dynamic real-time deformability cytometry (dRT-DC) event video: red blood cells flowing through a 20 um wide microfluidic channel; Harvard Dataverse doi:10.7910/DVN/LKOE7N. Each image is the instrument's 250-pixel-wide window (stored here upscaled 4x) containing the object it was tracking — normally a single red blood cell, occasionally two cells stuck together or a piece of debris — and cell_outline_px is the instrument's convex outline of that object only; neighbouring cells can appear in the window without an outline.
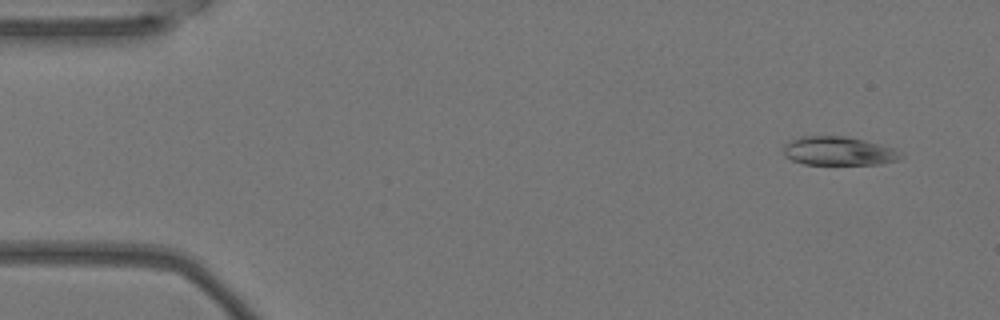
{"species": "Egyptian fruit bat (a non-hibernating species)", "species_latin": "Rousettus aegyptiacus", "temperature_condition": "warm", "stored_images_in_passage": 4, "camera_frame_rate_fps": 3000, "um_per_image_px": 0.085, "animal": {"sex": "female"}, "frame": {"image": 1, "passage_image": 1, "time_ms": 0.0, "image_size_px": [1000, 320], "cell_outline_px": [[904, 156], [896, 160], [880, 164], [804, 164], [792, 160], [784, 156], [784, 144], [788, 140], [800, 136], [848, 136], [896, 148]], "centroid_in_image_um": [71.27, 12.83], "position_along_channel_um": 13.7, "area_um2": 19.83}}
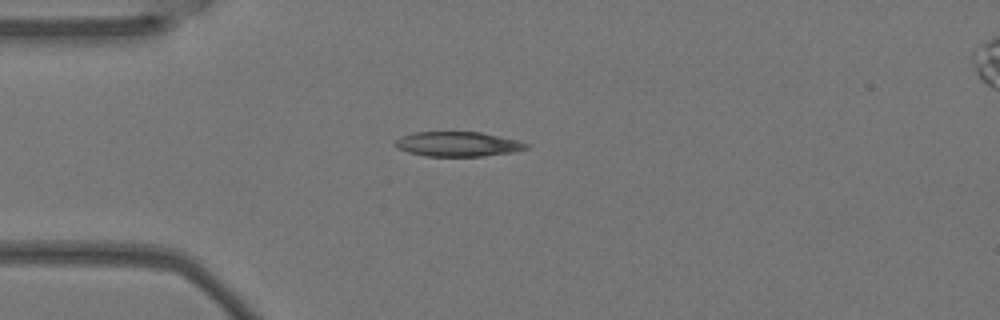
{"frame": {"image": 2, "passage_image": 4, "time_ms": 1.0, "image_size_px": [1000, 320], "cell_outline_px": [[528, 148], [516, 152], [484, 156], [428, 156], [408, 152], [396, 148], [392, 144], [396, 140], [404, 136], [416, 132], [480, 132], [516, 140], [528, 144]], "centroid_in_image_um": [38.91, 12.26], "position_along_channel_um": 46.1, "area_um2": 18.79}}